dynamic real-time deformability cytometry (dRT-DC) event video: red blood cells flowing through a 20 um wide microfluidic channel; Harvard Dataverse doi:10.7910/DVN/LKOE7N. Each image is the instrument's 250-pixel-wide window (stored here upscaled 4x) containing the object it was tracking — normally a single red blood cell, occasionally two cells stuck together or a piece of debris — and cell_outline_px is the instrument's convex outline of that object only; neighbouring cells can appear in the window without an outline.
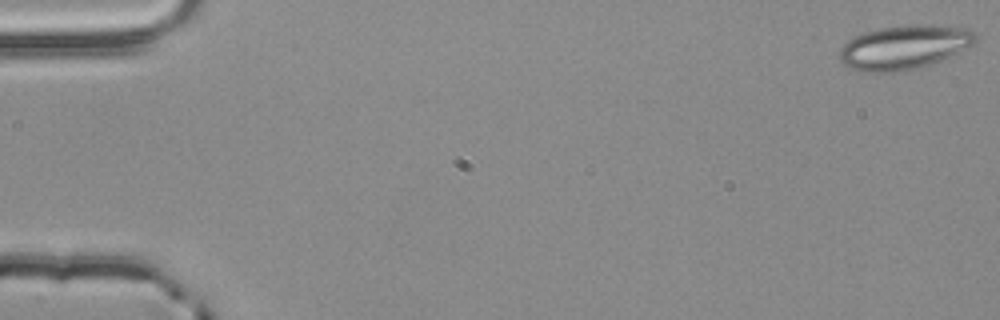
{"species": "common noctule bat (a hibernating species)", "species_latin": "Nyctalus noctula", "temperature_condition": "room temperature", "stored_images_in_passage": 17, "camera_frame_rate_fps": 3000, "um_per_image_px": 0.085, "animal": {"sex": "male", "body_mass_g": 20.4}, "frame": {"image": 1, "passage_image": 1, "time_ms": 0.0, "image_size_px": [1000, 320], "cell_outline_px": [[976, 40], [972, 44], [936, 64], [904, 72], [864, 72], [852, 68], [844, 64], [840, 60], [840, 48], [848, 40], [864, 32], [880, 28], [908, 24], [932, 24], [964, 28], [976, 32]], "centroid_in_image_um": [76.87, 4.02], "position_along_channel_um": 8.1, "area_um2": 35.26}}
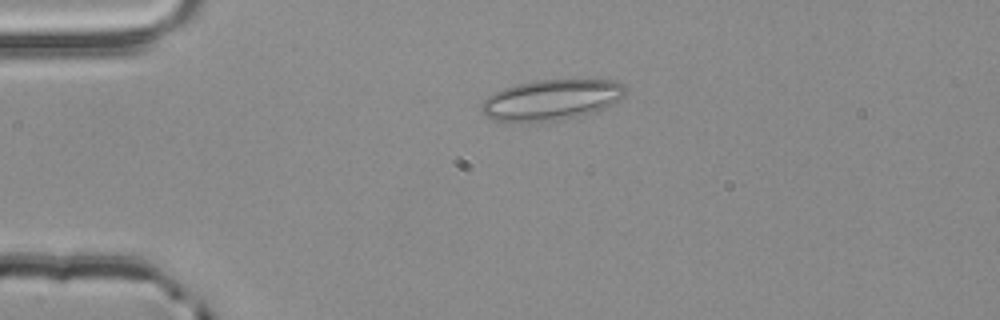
{"frame": {"image": 2, "passage_image": 13, "time_ms": 4.0, "image_size_px": [1000, 320], "cell_outline_px": [[624, 96], [600, 112], [552, 120], [496, 120], [488, 116], [480, 108], [484, 100], [488, 96], [504, 88], [516, 84], [536, 80], [608, 80], [624, 84]], "centroid_in_image_um": [46.92, 8.46], "position_along_channel_um": 38.1, "area_um2": 33.23}}